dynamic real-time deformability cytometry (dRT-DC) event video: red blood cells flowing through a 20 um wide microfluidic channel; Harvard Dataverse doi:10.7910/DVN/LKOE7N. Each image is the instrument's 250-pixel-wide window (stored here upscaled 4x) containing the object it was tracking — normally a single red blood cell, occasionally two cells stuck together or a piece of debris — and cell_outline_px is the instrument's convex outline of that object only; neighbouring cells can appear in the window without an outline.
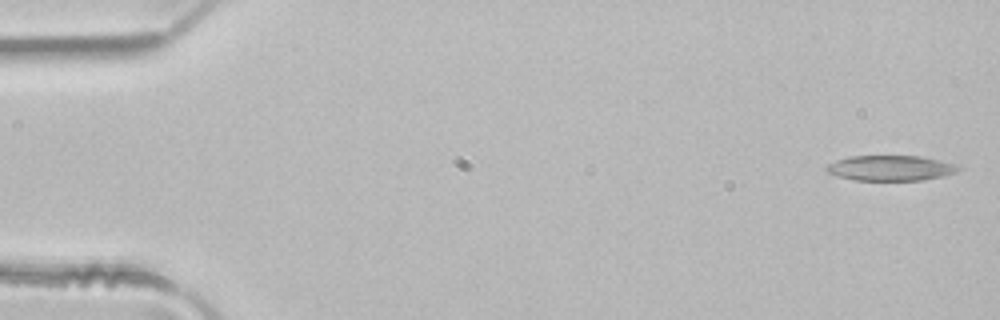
{"species": "common noctule bat (a hibernating species)", "species_latin": "Nyctalus noctula", "temperature_condition": "room temperature", "stored_images_in_passage": 43, "camera_frame_rate_fps": 3000, "um_per_image_px": 0.085, "animal": {"sex": "male", "body_mass_g": 21.5, "forearm_length_mm": 52.0}, "frame": {"image": 1, "passage_image": 1, "time_ms": 0.0, "image_size_px": [1000, 320], "cell_outline_px": [[964, 168], [956, 172], [944, 176], [924, 180], [852, 180], [836, 176], [828, 172], [824, 168], [828, 164], [836, 160], [848, 156], [924, 156], [940, 160]], "centroid_in_image_um": [75.69, 14.28], "position_along_channel_um": 9.3, "area_um2": 19.59}}
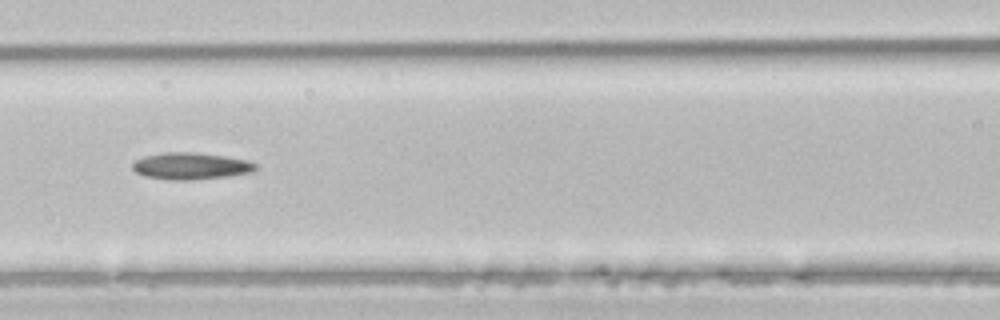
{"frame": {"image": 2, "passage_image": 21, "time_ms": 6.667, "image_size_px": [1000, 320], "cell_outline_px": [[256, 168], [252, 172], [228, 176], [192, 180], [168, 180], [144, 176], [136, 172], [132, 168], [132, 164], [136, 160], [144, 156], [164, 152], [196, 152], [224, 156], [244, 160], [256, 164]], "centroid_in_image_um": [16.17, 14.11], "position_along_channel_um": 150.4, "area_um2": 19.19}}
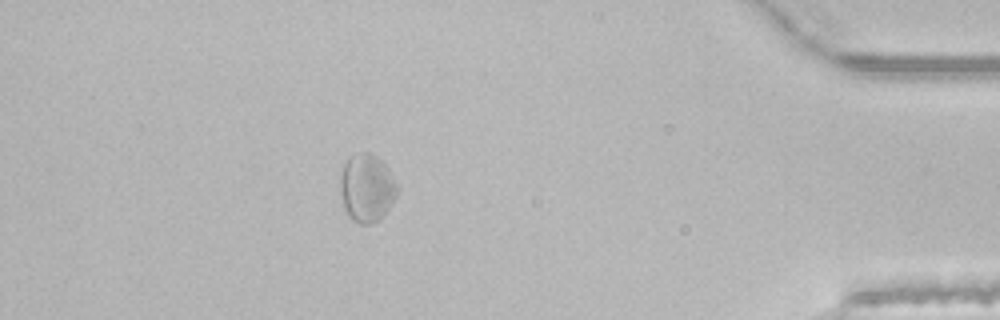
{"frame": {"image": 3, "passage_image": 43, "time_ms": 14.0, "image_size_px": [1000, 320], "cell_outline_px": [[400, 188], [396, 196], [388, 208], [376, 220], [368, 224], [360, 224], [352, 220], [348, 216], [344, 208], [340, 192], [340, 176], [344, 164], [352, 156], [364, 152], [372, 152], [388, 168]], "centroid_in_image_um": [31.17, 15.97], "position_along_channel_um": 404.0, "area_um2": 22.37}}